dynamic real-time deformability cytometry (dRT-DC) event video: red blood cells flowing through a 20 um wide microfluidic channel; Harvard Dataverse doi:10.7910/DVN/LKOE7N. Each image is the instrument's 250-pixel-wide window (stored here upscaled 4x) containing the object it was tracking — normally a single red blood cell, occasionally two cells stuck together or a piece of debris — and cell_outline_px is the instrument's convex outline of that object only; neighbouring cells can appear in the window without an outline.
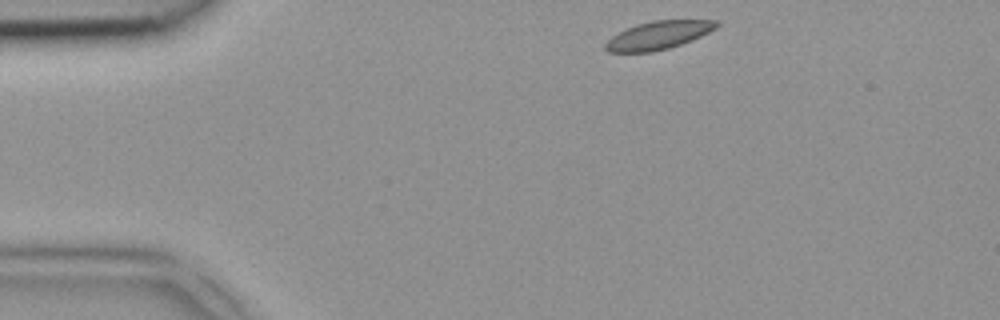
{"species": "common noctule bat (a hibernating species)", "species_latin": "Nyctalus noctula", "temperature_condition": "room temperature", "stored_images_in_passage": 40, "camera_frame_rate_fps": 3000, "um_per_image_px": 0.085, "animal": {"sex": "female", "body_mass_g": 18.4}, "frame": {"image": 1, "passage_image": 1, "time_ms": 0.0, "image_size_px": [1000, 320], "cell_outline_px": [[720, 24], [716, 28], [692, 40], [668, 48], [652, 52], [608, 52], [604, 48], [604, 44], [612, 36], [636, 24], [652, 20], [720, 20]], "centroid_in_image_um": [55.97, 2.99], "position_along_channel_um": 29.0, "area_um2": 18.15}}
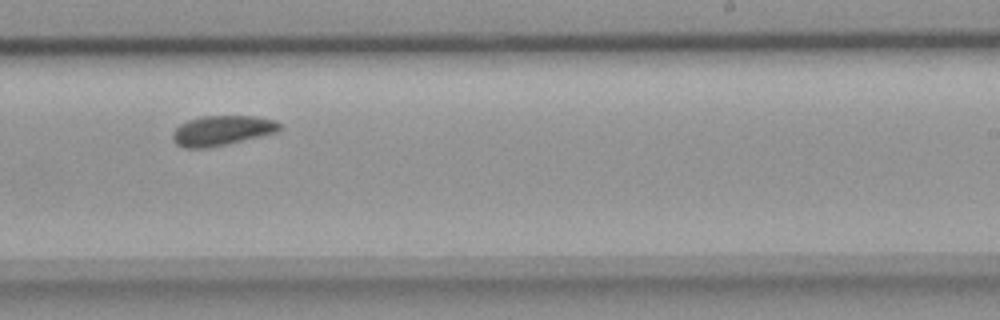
{"frame": {"image": 2, "passage_image": 22, "time_ms": 7.0, "image_size_px": [1000, 320], "cell_outline_px": [[280, 128], [276, 132], [224, 144], [204, 148], [184, 148], [176, 144], [172, 140], [172, 132], [180, 124], [188, 120], [200, 116], [252, 116], [276, 120], [280, 124]], "centroid_in_image_um": [18.8, 11.08], "position_along_channel_um": 270.2, "area_um2": 18.38}}
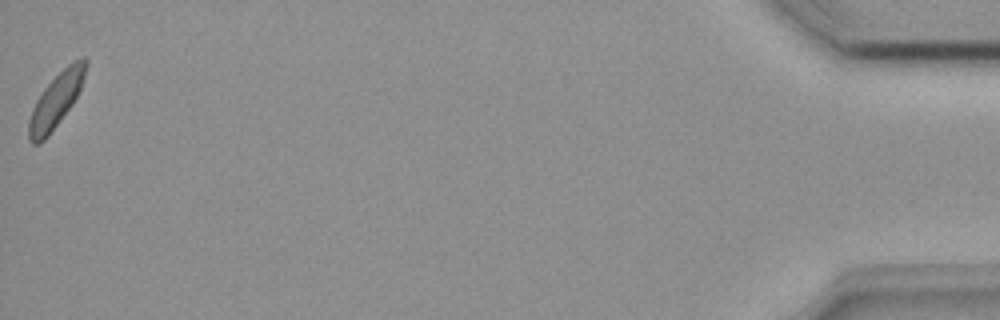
{"frame": {"image": 3, "passage_image": 40, "time_ms": 13.0, "image_size_px": [1000, 320], "cell_outline_px": [[88, 64], [80, 88], [72, 104], [48, 136], [40, 144], [32, 144], [28, 140], [28, 120], [32, 108], [36, 100], [44, 88], [68, 64], [84, 56], [88, 60]], "centroid_in_image_um": [4.73, 8.56], "position_along_channel_um": 430.5, "area_um2": 17.74}}